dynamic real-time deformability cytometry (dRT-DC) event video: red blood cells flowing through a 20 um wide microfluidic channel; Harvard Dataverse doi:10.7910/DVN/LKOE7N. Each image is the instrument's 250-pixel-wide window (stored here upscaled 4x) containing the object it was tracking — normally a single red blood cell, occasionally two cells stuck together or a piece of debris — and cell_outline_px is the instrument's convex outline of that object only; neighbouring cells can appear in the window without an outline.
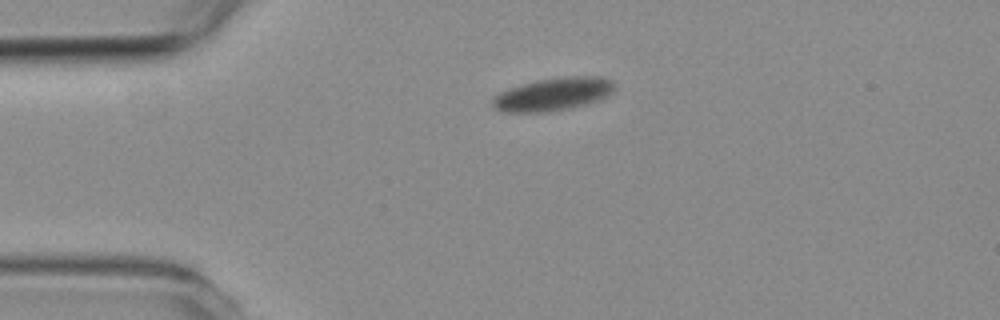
{"species": "common noctule bat (a hibernating species)", "species_latin": "Nyctalus noctula", "temperature_condition": "room temperature", "stored_images_in_passage": 2, "camera_frame_rate_fps": 3000, "um_per_image_px": 0.085, "animal": {"sex": "female", "body_mass_g": 19.3, "forearm_length_mm": 54.1}, "frame": {"image": 1, "passage_image": 1, "time_ms": 0.0, "image_size_px": [1000, 320], "cell_outline_px": [[616, 88], [608, 96], [600, 100], [588, 104], [548, 112], [500, 112], [492, 108], [492, 96], [508, 88], [536, 80], [564, 76], [604, 76], [612, 80], [616, 84]], "centroid_in_image_um": [47.03, 8.0], "position_along_channel_um": 38.0, "area_um2": 23.99}}